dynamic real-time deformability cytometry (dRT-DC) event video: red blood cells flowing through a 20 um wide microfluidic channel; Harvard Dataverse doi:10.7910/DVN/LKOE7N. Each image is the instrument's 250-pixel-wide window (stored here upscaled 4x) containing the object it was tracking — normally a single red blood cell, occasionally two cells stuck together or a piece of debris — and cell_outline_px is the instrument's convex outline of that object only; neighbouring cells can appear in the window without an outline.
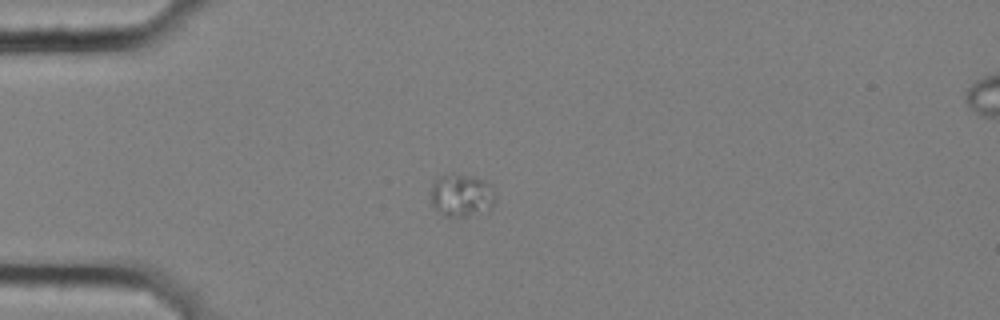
{"species": "common noctule bat (a hibernating species)", "species_latin": "Nyctalus noctula", "temperature_condition": "cold", "stored_images_in_passage": 3, "camera_frame_rate_fps": 3000, "um_per_image_px": 0.085, "animal": {"sex": "female", "body_mass_g": 25.1}, "frame": {"image": 1, "passage_image": 1, "time_ms": 0.0, "image_size_px": [1000, 320], "cell_outline_px": [[496, 196], [492, 208], [468, 216], [444, 216], [432, 204], [432, 184], [440, 176], [472, 176], [484, 180], [488, 184]], "centroid_in_image_um": [39.25, 16.63], "position_along_channel_um": 45.7, "area_um2": 15.49}}